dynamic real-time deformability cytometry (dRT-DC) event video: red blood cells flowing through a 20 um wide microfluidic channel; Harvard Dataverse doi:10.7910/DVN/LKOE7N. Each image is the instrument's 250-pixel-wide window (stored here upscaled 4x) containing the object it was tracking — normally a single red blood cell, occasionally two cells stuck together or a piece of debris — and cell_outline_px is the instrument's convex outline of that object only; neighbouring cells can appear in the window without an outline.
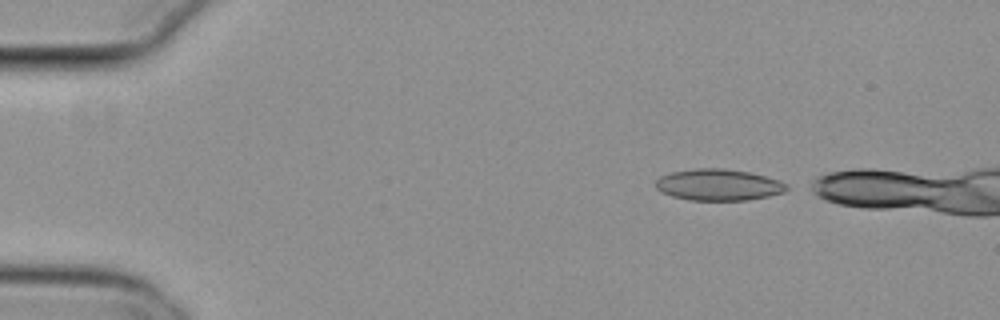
{"species": "common noctule bat (a hibernating species)", "species_latin": "Nyctalus noctula", "temperature_condition": "cold", "stored_images_in_passage": 6, "camera_frame_rate_fps": 3000, "um_per_image_px": 0.085, "animal": {"sex": "female", "body_mass_g": 29.2, "forearm_length_mm": 56.3}, "frame": {"image": 1, "passage_image": 1, "time_ms": 0.0, "image_size_px": [1000, 320], "cell_outline_px": [[788, 188], [784, 192], [768, 196], [748, 200], [688, 200], [672, 196], [656, 188], [656, 180], [660, 176], [672, 172], [696, 168], [724, 168], [748, 172], [780, 180], [788, 184]], "centroid_in_image_um": [61.09, 15.71], "position_along_channel_um": 23.9, "area_um2": 23.93}}